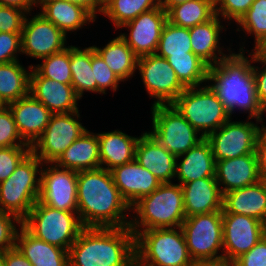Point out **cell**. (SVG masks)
<instances>
[{"label": "cell", "instance_id": "cell-1", "mask_svg": "<svg viewBox=\"0 0 266 266\" xmlns=\"http://www.w3.org/2000/svg\"><path fill=\"white\" fill-rule=\"evenodd\" d=\"M234 50L236 49L216 65L209 67L207 84L223 103L231 118L239 110V114L248 113L247 118L265 120L266 115L264 116L263 107L256 95L252 70L253 50Z\"/></svg>", "mask_w": 266, "mask_h": 266}, {"label": "cell", "instance_id": "cell-2", "mask_svg": "<svg viewBox=\"0 0 266 266\" xmlns=\"http://www.w3.org/2000/svg\"><path fill=\"white\" fill-rule=\"evenodd\" d=\"M78 215L84 227H129L131 207L121 196L110 171H78Z\"/></svg>", "mask_w": 266, "mask_h": 266}, {"label": "cell", "instance_id": "cell-3", "mask_svg": "<svg viewBox=\"0 0 266 266\" xmlns=\"http://www.w3.org/2000/svg\"><path fill=\"white\" fill-rule=\"evenodd\" d=\"M68 252L69 266H136L129 227H85Z\"/></svg>", "mask_w": 266, "mask_h": 266}, {"label": "cell", "instance_id": "cell-4", "mask_svg": "<svg viewBox=\"0 0 266 266\" xmlns=\"http://www.w3.org/2000/svg\"><path fill=\"white\" fill-rule=\"evenodd\" d=\"M185 218L181 185L162 183L131 206L129 228L136 236L145 230L181 227Z\"/></svg>", "mask_w": 266, "mask_h": 266}, {"label": "cell", "instance_id": "cell-5", "mask_svg": "<svg viewBox=\"0 0 266 266\" xmlns=\"http://www.w3.org/2000/svg\"><path fill=\"white\" fill-rule=\"evenodd\" d=\"M135 253L136 266H194L181 227L139 232Z\"/></svg>", "mask_w": 266, "mask_h": 266}, {"label": "cell", "instance_id": "cell-6", "mask_svg": "<svg viewBox=\"0 0 266 266\" xmlns=\"http://www.w3.org/2000/svg\"><path fill=\"white\" fill-rule=\"evenodd\" d=\"M43 162L30 152L12 175L0 183V210L21 221L38 201Z\"/></svg>", "mask_w": 266, "mask_h": 266}, {"label": "cell", "instance_id": "cell-7", "mask_svg": "<svg viewBox=\"0 0 266 266\" xmlns=\"http://www.w3.org/2000/svg\"><path fill=\"white\" fill-rule=\"evenodd\" d=\"M22 226L37 239L66 251L85 228L76 212L58 210L39 200L22 220Z\"/></svg>", "mask_w": 266, "mask_h": 266}, {"label": "cell", "instance_id": "cell-8", "mask_svg": "<svg viewBox=\"0 0 266 266\" xmlns=\"http://www.w3.org/2000/svg\"><path fill=\"white\" fill-rule=\"evenodd\" d=\"M171 104L205 138L231 118L208 84L186 88Z\"/></svg>", "mask_w": 266, "mask_h": 266}, {"label": "cell", "instance_id": "cell-9", "mask_svg": "<svg viewBox=\"0 0 266 266\" xmlns=\"http://www.w3.org/2000/svg\"><path fill=\"white\" fill-rule=\"evenodd\" d=\"M151 110L148 132L176 157L186 153L205 137L200 134L172 104H157Z\"/></svg>", "mask_w": 266, "mask_h": 266}, {"label": "cell", "instance_id": "cell-10", "mask_svg": "<svg viewBox=\"0 0 266 266\" xmlns=\"http://www.w3.org/2000/svg\"><path fill=\"white\" fill-rule=\"evenodd\" d=\"M181 229L194 263L223 259L222 210L186 217Z\"/></svg>", "mask_w": 266, "mask_h": 266}, {"label": "cell", "instance_id": "cell-11", "mask_svg": "<svg viewBox=\"0 0 266 266\" xmlns=\"http://www.w3.org/2000/svg\"><path fill=\"white\" fill-rule=\"evenodd\" d=\"M232 120L233 118H230L206 137L211 144L215 162L256 153L262 120L252 121V118L244 121Z\"/></svg>", "mask_w": 266, "mask_h": 266}, {"label": "cell", "instance_id": "cell-12", "mask_svg": "<svg viewBox=\"0 0 266 266\" xmlns=\"http://www.w3.org/2000/svg\"><path fill=\"white\" fill-rule=\"evenodd\" d=\"M80 110L52 114L42 135L31 146V152L43 163H54L88 128L81 123Z\"/></svg>", "mask_w": 266, "mask_h": 266}, {"label": "cell", "instance_id": "cell-13", "mask_svg": "<svg viewBox=\"0 0 266 266\" xmlns=\"http://www.w3.org/2000/svg\"><path fill=\"white\" fill-rule=\"evenodd\" d=\"M137 70L144 90L157 104H171L186 88L164 57L157 54L138 57Z\"/></svg>", "mask_w": 266, "mask_h": 266}, {"label": "cell", "instance_id": "cell-14", "mask_svg": "<svg viewBox=\"0 0 266 266\" xmlns=\"http://www.w3.org/2000/svg\"><path fill=\"white\" fill-rule=\"evenodd\" d=\"M67 39L69 38L41 13L29 12L21 33V53L40 62V59L68 47Z\"/></svg>", "mask_w": 266, "mask_h": 266}, {"label": "cell", "instance_id": "cell-15", "mask_svg": "<svg viewBox=\"0 0 266 266\" xmlns=\"http://www.w3.org/2000/svg\"><path fill=\"white\" fill-rule=\"evenodd\" d=\"M77 174L55 163H43L38 200L52 208L78 214Z\"/></svg>", "mask_w": 266, "mask_h": 266}, {"label": "cell", "instance_id": "cell-16", "mask_svg": "<svg viewBox=\"0 0 266 266\" xmlns=\"http://www.w3.org/2000/svg\"><path fill=\"white\" fill-rule=\"evenodd\" d=\"M222 224L223 258L227 260L235 261L266 235V224L249 216L222 214Z\"/></svg>", "mask_w": 266, "mask_h": 266}, {"label": "cell", "instance_id": "cell-17", "mask_svg": "<svg viewBox=\"0 0 266 266\" xmlns=\"http://www.w3.org/2000/svg\"><path fill=\"white\" fill-rule=\"evenodd\" d=\"M167 22V12L159 5L157 8L138 15L121 28L129 33L119 34L138 56L156 54L162 29Z\"/></svg>", "mask_w": 266, "mask_h": 266}, {"label": "cell", "instance_id": "cell-18", "mask_svg": "<svg viewBox=\"0 0 266 266\" xmlns=\"http://www.w3.org/2000/svg\"><path fill=\"white\" fill-rule=\"evenodd\" d=\"M223 22L225 21L215 14L210 20L189 28L192 52L209 67L216 65L233 50V43L225 48L223 46V30L226 34L227 29H230Z\"/></svg>", "mask_w": 266, "mask_h": 266}, {"label": "cell", "instance_id": "cell-19", "mask_svg": "<svg viewBox=\"0 0 266 266\" xmlns=\"http://www.w3.org/2000/svg\"><path fill=\"white\" fill-rule=\"evenodd\" d=\"M29 93L52 114L79 111L77 96L71 84L42 77L33 67L30 73Z\"/></svg>", "mask_w": 266, "mask_h": 266}, {"label": "cell", "instance_id": "cell-20", "mask_svg": "<svg viewBox=\"0 0 266 266\" xmlns=\"http://www.w3.org/2000/svg\"><path fill=\"white\" fill-rule=\"evenodd\" d=\"M176 159L148 131L141 132L136 145L135 161L161 183L175 182Z\"/></svg>", "mask_w": 266, "mask_h": 266}, {"label": "cell", "instance_id": "cell-21", "mask_svg": "<svg viewBox=\"0 0 266 266\" xmlns=\"http://www.w3.org/2000/svg\"><path fill=\"white\" fill-rule=\"evenodd\" d=\"M7 106L12 111L21 138L32 146L46 129L52 113L30 93Z\"/></svg>", "mask_w": 266, "mask_h": 266}, {"label": "cell", "instance_id": "cell-22", "mask_svg": "<svg viewBox=\"0 0 266 266\" xmlns=\"http://www.w3.org/2000/svg\"><path fill=\"white\" fill-rule=\"evenodd\" d=\"M114 184L123 199L133 206L141 197L151 194L162 183L135 160L110 170Z\"/></svg>", "mask_w": 266, "mask_h": 266}, {"label": "cell", "instance_id": "cell-23", "mask_svg": "<svg viewBox=\"0 0 266 266\" xmlns=\"http://www.w3.org/2000/svg\"><path fill=\"white\" fill-rule=\"evenodd\" d=\"M215 177L222 195L258 183L262 179L256 153L216 161Z\"/></svg>", "mask_w": 266, "mask_h": 266}, {"label": "cell", "instance_id": "cell-24", "mask_svg": "<svg viewBox=\"0 0 266 266\" xmlns=\"http://www.w3.org/2000/svg\"><path fill=\"white\" fill-rule=\"evenodd\" d=\"M39 13L55 24L67 37L89 27L96 18L83 6L66 0H38ZM90 24V25H89ZM86 26V27H85Z\"/></svg>", "mask_w": 266, "mask_h": 266}, {"label": "cell", "instance_id": "cell-25", "mask_svg": "<svg viewBox=\"0 0 266 266\" xmlns=\"http://www.w3.org/2000/svg\"><path fill=\"white\" fill-rule=\"evenodd\" d=\"M222 214H239L266 224V180L223 194Z\"/></svg>", "mask_w": 266, "mask_h": 266}, {"label": "cell", "instance_id": "cell-26", "mask_svg": "<svg viewBox=\"0 0 266 266\" xmlns=\"http://www.w3.org/2000/svg\"><path fill=\"white\" fill-rule=\"evenodd\" d=\"M181 187L186 217L222 210L223 195L216 177L200 178Z\"/></svg>", "mask_w": 266, "mask_h": 266}, {"label": "cell", "instance_id": "cell-27", "mask_svg": "<svg viewBox=\"0 0 266 266\" xmlns=\"http://www.w3.org/2000/svg\"><path fill=\"white\" fill-rule=\"evenodd\" d=\"M216 162L210 142L204 138L176 159L175 181L183 185L200 178L215 177Z\"/></svg>", "mask_w": 266, "mask_h": 266}, {"label": "cell", "instance_id": "cell-28", "mask_svg": "<svg viewBox=\"0 0 266 266\" xmlns=\"http://www.w3.org/2000/svg\"><path fill=\"white\" fill-rule=\"evenodd\" d=\"M101 168L108 171L135 160L138 135H128L120 129L98 132Z\"/></svg>", "mask_w": 266, "mask_h": 266}, {"label": "cell", "instance_id": "cell-29", "mask_svg": "<svg viewBox=\"0 0 266 266\" xmlns=\"http://www.w3.org/2000/svg\"><path fill=\"white\" fill-rule=\"evenodd\" d=\"M15 247L33 266H69V252L37 239L23 226L19 227Z\"/></svg>", "mask_w": 266, "mask_h": 266}, {"label": "cell", "instance_id": "cell-30", "mask_svg": "<svg viewBox=\"0 0 266 266\" xmlns=\"http://www.w3.org/2000/svg\"><path fill=\"white\" fill-rule=\"evenodd\" d=\"M54 163L77 172L101 168L97 133L87 129Z\"/></svg>", "mask_w": 266, "mask_h": 266}, {"label": "cell", "instance_id": "cell-31", "mask_svg": "<svg viewBox=\"0 0 266 266\" xmlns=\"http://www.w3.org/2000/svg\"><path fill=\"white\" fill-rule=\"evenodd\" d=\"M94 50L102 57L108 67L126 83L132 80L137 72L138 56L121 38L120 35L110 38L105 46L93 45ZM136 72V73H135Z\"/></svg>", "mask_w": 266, "mask_h": 266}, {"label": "cell", "instance_id": "cell-32", "mask_svg": "<svg viewBox=\"0 0 266 266\" xmlns=\"http://www.w3.org/2000/svg\"><path fill=\"white\" fill-rule=\"evenodd\" d=\"M27 67L20 60L0 64V101L5 106L29 94L32 65Z\"/></svg>", "mask_w": 266, "mask_h": 266}, {"label": "cell", "instance_id": "cell-33", "mask_svg": "<svg viewBox=\"0 0 266 266\" xmlns=\"http://www.w3.org/2000/svg\"><path fill=\"white\" fill-rule=\"evenodd\" d=\"M71 85L77 96L82 99L86 92L97 93V82L91 67V46L70 45Z\"/></svg>", "mask_w": 266, "mask_h": 266}, {"label": "cell", "instance_id": "cell-34", "mask_svg": "<svg viewBox=\"0 0 266 266\" xmlns=\"http://www.w3.org/2000/svg\"><path fill=\"white\" fill-rule=\"evenodd\" d=\"M214 15V0H188L172 6L167 11V21L178 27L191 28Z\"/></svg>", "mask_w": 266, "mask_h": 266}, {"label": "cell", "instance_id": "cell-35", "mask_svg": "<svg viewBox=\"0 0 266 266\" xmlns=\"http://www.w3.org/2000/svg\"><path fill=\"white\" fill-rule=\"evenodd\" d=\"M165 59L185 88L207 84L209 66L193 52H187V55L167 56Z\"/></svg>", "mask_w": 266, "mask_h": 266}, {"label": "cell", "instance_id": "cell-36", "mask_svg": "<svg viewBox=\"0 0 266 266\" xmlns=\"http://www.w3.org/2000/svg\"><path fill=\"white\" fill-rule=\"evenodd\" d=\"M159 6V0H107L102 15L113 24L115 31L138 15Z\"/></svg>", "mask_w": 266, "mask_h": 266}, {"label": "cell", "instance_id": "cell-37", "mask_svg": "<svg viewBox=\"0 0 266 266\" xmlns=\"http://www.w3.org/2000/svg\"><path fill=\"white\" fill-rule=\"evenodd\" d=\"M236 27L235 33L237 31L243 34V36L245 35L244 38L241 36L240 41L243 39L244 42H239V50L247 51L244 44L247 41L246 38L249 36L254 38V49H251L255 50L266 40V0H255L250 9L236 24Z\"/></svg>", "mask_w": 266, "mask_h": 266}, {"label": "cell", "instance_id": "cell-38", "mask_svg": "<svg viewBox=\"0 0 266 266\" xmlns=\"http://www.w3.org/2000/svg\"><path fill=\"white\" fill-rule=\"evenodd\" d=\"M192 52L189 28L178 27L167 21L162 29L156 54L167 56L187 55Z\"/></svg>", "mask_w": 266, "mask_h": 266}, {"label": "cell", "instance_id": "cell-39", "mask_svg": "<svg viewBox=\"0 0 266 266\" xmlns=\"http://www.w3.org/2000/svg\"><path fill=\"white\" fill-rule=\"evenodd\" d=\"M41 60V63L31 65L42 77L64 84H71L70 45L64 50L44 57Z\"/></svg>", "mask_w": 266, "mask_h": 266}, {"label": "cell", "instance_id": "cell-40", "mask_svg": "<svg viewBox=\"0 0 266 266\" xmlns=\"http://www.w3.org/2000/svg\"><path fill=\"white\" fill-rule=\"evenodd\" d=\"M91 67L97 82V95L107 94V90L117 92L121 79L108 67L102 57L91 46Z\"/></svg>", "mask_w": 266, "mask_h": 266}, {"label": "cell", "instance_id": "cell-41", "mask_svg": "<svg viewBox=\"0 0 266 266\" xmlns=\"http://www.w3.org/2000/svg\"><path fill=\"white\" fill-rule=\"evenodd\" d=\"M30 146L20 136L12 111L8 106L0 108V148Z\"/></svg>", "mask_w": 266, "mask_h": 266}, {"label": "cell", "instance_id": "cell-42", "mask_svg": "<svg viewBox=\"0 0 266 266\" xmlns=\"http://www.w3.org/2000/svg\"><path fill=\"white\" fill-rule=\"evenodd\" d=\"M255 0H214L215 14L233 27L250 9ZM227 20V21H226Z\"/></svg>", "mask_w": 266, "mask_h": 266}, {"label": "cell", "instance_id": "cell-43", "mask_svg": "<svg viewBox=\"0 0 266 266\" xmlns=\"http://www.w3.org/2000/svg\"><path fill=\"white\" fill-rule=\"evenodd\" d=\"M31 152V146L0 148V183L9 178L21 161Z\"/></svg>", "mask_w": 266, "mask_h": 266}, {"label": "cell", "instance_id": "cell-44", "mask_svg": "<svg viewBox=\"0 0 266 266\" xmlns=\"http://www.w3.org/2000/svg\"><path fill=\"white\" fill-rule=\"evenodd\" d=\"M21 226L22 221L17 216L0 210V253L15 247L16 235Z\"/></svg>", "mask_w": 266, "mask_h": 266}, {"label": "cell", "instance_id": "cell-45", "mask_svg": "<svg viewBox=\"0 0 266 266\" xmlns=\"http://www.w3.org/2000/svg\"><path fill=\"white\" fill-rule=\"evenodd\" d=\"M26 15L21 8L0 5V32L22 33Z\"/></svg>", "mask_w": 266, "mask_h": 266}, {"label": "cell", "instance_id": "cell-46", "mask_svg": "<svg viewBox=\"0 0 266 266\" xmlns=\"http://www.w3.org/2000/svg\"><path fill=\"white\" fill-rule=\"evenodd\" d=\"M21 54V33L0 32V64L20 60Z\"/></svg>", "mask_w": 266, "mask_h": 266}, {"label": "cell", "instance_id": "cell-47", "mask_svg": "<svg viewBox=\"0 0 266 266\" xmlns=\"http://www.w3.org/2000/svg\"><path fill=\"white\" fill-rule=\"evenodd\" d=\"M252 70L256 95L260 105L264 108L266 106V59L262 58L255 50H253Z\"/></svg>", "mask_w": 266, "mask_h": 266}, {"label": "cell", "instance_id": "cell-48", "mask_svg": "<svg viewBox=\"0 0 266 266\" xmlns=\"http://www.w3.org/2000/svg\"><path fill=\"white\" fill-rule=\"evenodd\" d=\"M236 266H266V235L247 253L235 260Z\"/></svg>", "mask_w": 266, "mask_h": 266}, {"label": "cell", "instance_id": "cell-49", "mask_svg": "<svg viewBox=\"0 0 266 266\" xmlns=\"http://www.w3.org/2000/svg\"><path fill=\"white\" fill-rule=\"evenodd\" d=\"M258 169L262 180H266V129L261 128L256 144Z\"/></svg>", "mask_w": 266, "mask_h": 266}, {"label": "cell", "instance_id": "cell-50", "mask_svg": "<svg viewBox=\"0 0 266 266\" xmlns=\"http://www.w3.org/2000/svg\"><path fill=\"white\" fill-rule=\"evenodd\" d=\"M4 263L5 266H33L16 247L4 252Z\"/></svg>", "mask_w": 266, "mask_h": 266}, {"label": "cell", "instance_id": "cell-51", "mask_svg": "<svg viewBox=\"0 0 266 266\" xmlns=\"http://www.w3.org/2000/svg\"><path fill=\"white\" fill-rule=\"evenodd\" d=\"M71 3H76L83 6L86 10H88L96 19L98 15H101L104 7L105 0H66ZM98 14V15H97Z\"/></svg>", "mask_w": 266, "mask_h": 266}, {"label": "cell", "instance_id": "cell-52", "mask_svg": "<svg viewBox=\"0 0 266 266\" xmlns=\"http://www.w3.org/2000/svg\"><path fill=\"white\" fill-rule=\"evenodd\" d=\"M0 5L18 7L29 13L38 7V0H0Z\"/></svg>", "mask_w": 266, "mask_h": 266}, {"label": "cell", "instance_id": "cell-53", "mask_svg": "<svg viewBox=\"0 0 266 266\" xmlns=\"http://www.w3.org/2000/svg\"><path fill=\"white\" fill-rule=\"evenodd\" d=\"M194 266H236L235 261L227 260V259H219V260H210V261H201L194 263Z\"/></svg>", "mask_w": 266, "mask_h": 266}, {"label": "cell", "instance_id": "cell-54", "mask_svg": "<svg viewBox=\"0 0 266 266\" xmlns=\"http://www.w3.org/2000/svg\"><path fill=\"white\" fill-rule=\"evenodd\" d=\"M186 1L188 0H159V5L167 12L172 6Z\"/></svg>", "mask_w": 266, "mask_h": 266}, {"label": "cell", "instance_id": "cell-55", "mask_svg": "<svg viewBox=\"0 0 266 266\" xmlns=\"http://www.w3.org/2000/svg\"><path fill=\"white\" fill-rule=\"evenodd\" d=\"M255 51L264 59H266V40L263 41Z\"/></svg>", "mask_w": 266, "mask_h": 266}, {"label": "cell", "instance_id": "cell-56", "mask_svg": "<svg viewBox=\"0 0 266 266\" xmlns=\"http://www.w3.org/2000/svg\"><path fill=\"white\" fill-rule=\"evenodd\" d=\"M0 266H5V263H4V253H0Z\"/></svg>", "mask_w": 266, "mask_h": 266}, {"label": "cell", "instance_id": "cell-57", "mask_svg": "<svg viewBox=\"0 0 266 266\" xmlns=\"http://www.w3.org/2000/svg\"><path fill=\"white\" fill-rule=\"evenodd\" d=\"M263 114H266V106L263 108ZM266 123L262 120V127L266 129Z\"/></svg>", "mask_w": 266, "mask_h": 266}, {"label": "cell", "instance_id": "cell-58", "mask_svg": "<svg viewBox=\"0 0 266 266\" xmlns=\"http://www.w3.org/2000/svg\"><path fill=\"white\" fill-rule=\"evenodd\" d=\"M3 106L5 105L0 101V108H2Z\"/></svg>", "mask_w": 266, "mask_h": 266}]
</instances>
